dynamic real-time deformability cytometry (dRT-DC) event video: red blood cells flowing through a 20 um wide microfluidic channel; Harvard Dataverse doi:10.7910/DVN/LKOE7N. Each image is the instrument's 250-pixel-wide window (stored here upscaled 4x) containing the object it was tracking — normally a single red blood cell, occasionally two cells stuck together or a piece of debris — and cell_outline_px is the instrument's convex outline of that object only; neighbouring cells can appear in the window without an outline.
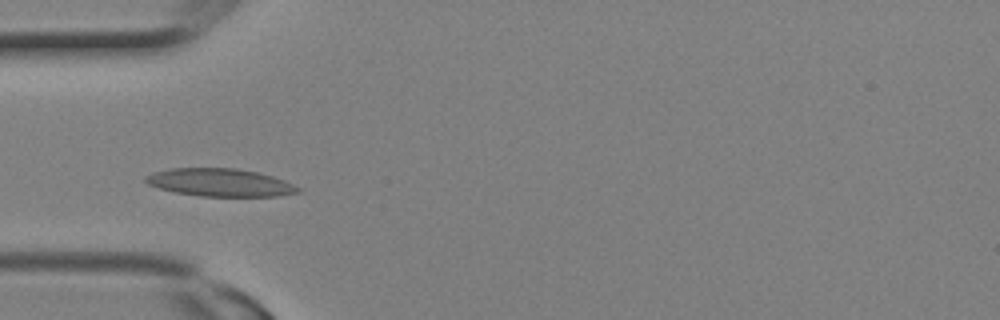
{"species": "Egyptian fruit bat (a non-hibernating species)", "species_latin": "Rousettus aegyptiacus", "temperature_condition": "room temperature", "stored_images_in_passage": 1, "camera_frame_rate_fps": 3000, "um_per_image_px": 0.085, "animal": {"sex": "female"}, "frame": {"image": 1, "passage_image": 1, "time_ms": 0.0, "image_size_px": [1000, 320], "cell_outline_px": [[300, 192], [280, 196], [200, 196], [176, 192], [160, 188], [148, 184], [144, 180], [144, 176], [152, 172], [172, 168], [236, 168], [256, 172], [272, 176], [284, 180], [300, 188]], "centroid_in_image_um": [18.69, 15.51], "position_along_channel_um": 66.3, "area_um2": 24.62}}